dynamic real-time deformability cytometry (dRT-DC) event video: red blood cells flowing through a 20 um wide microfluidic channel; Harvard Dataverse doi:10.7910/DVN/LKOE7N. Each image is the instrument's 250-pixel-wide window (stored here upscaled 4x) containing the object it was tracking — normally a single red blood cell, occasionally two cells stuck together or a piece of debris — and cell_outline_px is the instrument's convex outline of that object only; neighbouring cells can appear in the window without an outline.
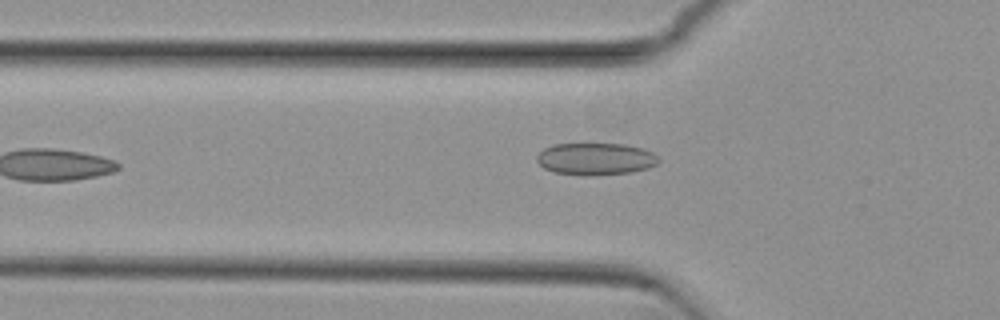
{"species": "common noctule bat (a hibernating species)", "species_latin": "Nyctalus noctula", "temperature_condition": "cold", "stored_images_in_passage": 23, "camera_frame_rate_fps": 3000, "um_per_image_px": 0.085, "animal": {"sex": "female", "body_mass_g": 29.2, "forearm_length_mm": 56.3}, "frame": {"image": 1, "passage_image": 2, "time_ms": 0.333, "image_size_px": [1000, 320], "cell_outline_px": [[660, 160], [656, 164], [648, 168], [632, 172], [588, 176], [556, 172], [544, 168], [536, 160], [536, 156], [544, 148], [552, 144], [624, 144], [644, 148], [652, 152]], "centroid_in_image_um": [50.63, 13.5], "position_along_channel_um": 75.2, "area_um2": 22.77}}
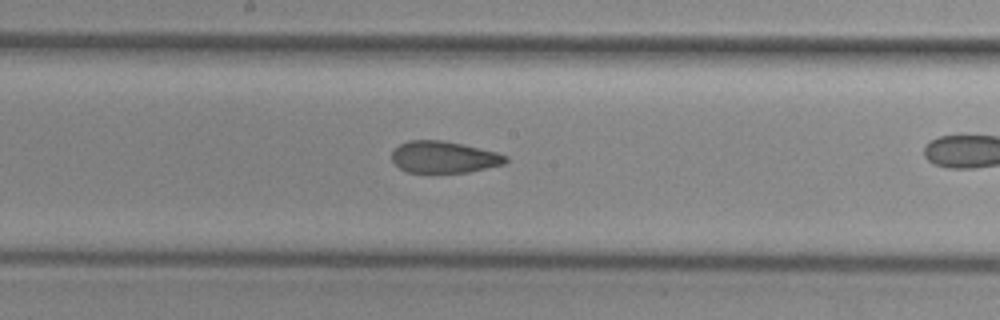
{"frame": {"image": 2, "passage_image": 9, "time_ms": 2.667, "image_size_px": [1000, 320], "cell_outline_px": [[508, 160], [504, 164], [468, 172], [408, 172], [400, 168], [392, 160], [392, 148], [408, 140], [440, 140], [460, 144], [496, 152], [508, 156]], "centroid_in_image_um": [37.71, 13.35], "position_along_channel_um": 210.5, "area_um2": 20.87}}
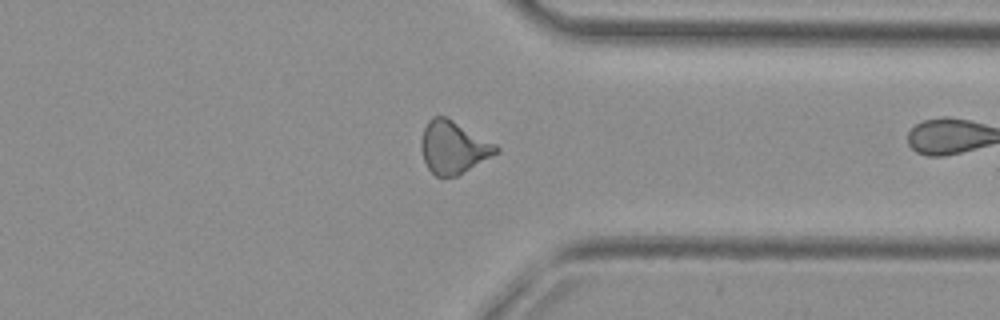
{"frame": {"image": 3, "passage_image": 22, "time_ms": 7.0, "image_size_px": [1000, 320], "cell_outline_px": [[500, 152], [456, 176], [436, 176], [428, 168], [424, 160], [420, 148], [420, 140], [424, 128], [428, 120], [432, 116], [444, 116], [452, 120], [496, 144], [500, 148]], "centroid_in_image_um": [38.52, 12.52], "position_along_channel_um": 372.9, "area_um2": 22.77}}